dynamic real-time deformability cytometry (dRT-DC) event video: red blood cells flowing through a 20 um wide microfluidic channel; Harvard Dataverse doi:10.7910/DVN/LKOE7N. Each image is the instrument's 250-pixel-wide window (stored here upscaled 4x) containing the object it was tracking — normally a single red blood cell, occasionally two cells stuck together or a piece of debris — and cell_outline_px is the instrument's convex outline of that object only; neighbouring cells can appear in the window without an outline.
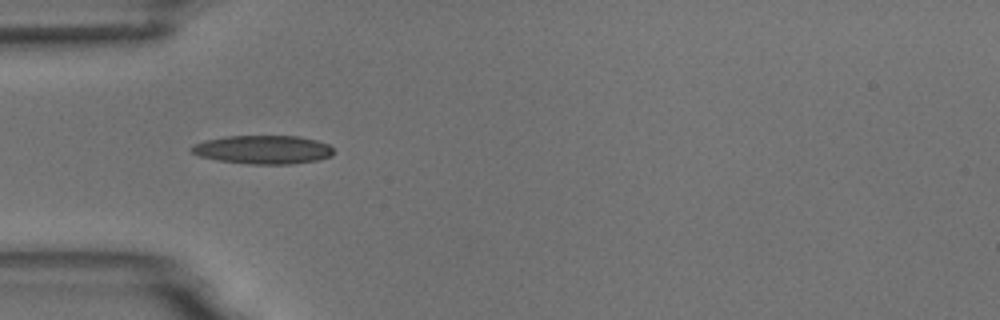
{"species": "common noctule bat (a hibernating species)", "species_latin": "Nyctalus noctula", "temperature_condition": "room temperature", "stored_images_in_passage": 5, "camera_frame_rate_fps": 3000, "um_per_image_px": 0.085, "animal": {"sex": "male", "body_mass_g": 18.8}, "frame": {"image": 1, "passage_image": 4, "time_ms": 4.333, "image_size_px": [1000, 320], "cell_outline_px": [[332, 156], [316, 160], [292, 164], [248, 164], [216, 160], [200, 156], [192, 152], [188, 148], [204, 140], [224, 136], [300, 136], [316, 140], [328, 144], [332, 148]], "centroid_in_image_um": [22.34, 12.72], "position_along_channel_um": 62.7, "area_um2": 23.7}}